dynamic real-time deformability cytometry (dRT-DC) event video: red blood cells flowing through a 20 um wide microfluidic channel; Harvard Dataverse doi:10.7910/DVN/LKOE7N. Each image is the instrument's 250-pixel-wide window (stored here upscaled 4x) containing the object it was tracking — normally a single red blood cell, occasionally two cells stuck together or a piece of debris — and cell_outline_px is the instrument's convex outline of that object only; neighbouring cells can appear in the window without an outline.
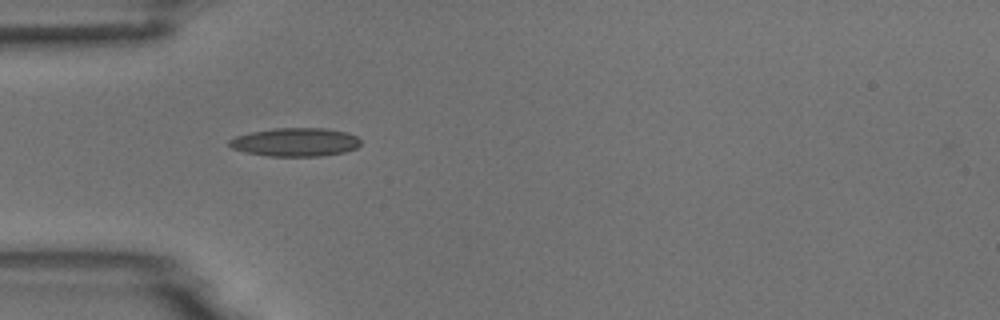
{"species": "common noctule bat (a hibernating species)", "species_latin": "Nyctalus noctula", "temperature_condition": "room temperature", "stored_images_in_passage": 39, "camera_frame_rate_fps": 3000, "um_per_image_px": 0.085, "animal": {"sex": "male", "body_mass_g": 18.8}, "frame": {"image": 1, "passage_image": 2, "time_ms": 0.333, "image_size_px": [1000, 320], "cell_outline_px": [[360, 144], [356, 148], [344, 152], [320, 156], [268, 156], [248, 152], [232, 148], [228, 144], [228, 140], [236, 136], [252, 132], [272, 128], [328, 128], [344, 132], [356, 136], [360, 140]], "centroid_in_image_um": [25.1, 12.07], "position_along_channel_um": 59.9, "area_um2": 21.68}}
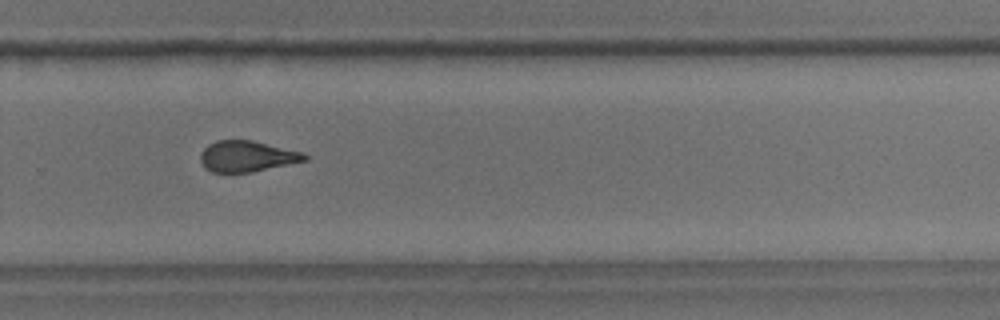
{"frame": {"image": 2, "passage_image": 22, "time_ms": 7.0, "image_size_px": [1000, 320], "cell_outline_px": [[308, 160], [252, 172], [212, 172], [204, 168], [200, 160], [200, 152], [208, 144], [216, 140], [252, 140], [304, 152], [308, 156]], "centroid_in_image_um": [20.99, 13.28], "position_along_channel_um": 308.8, "area_um2": 18.96}}
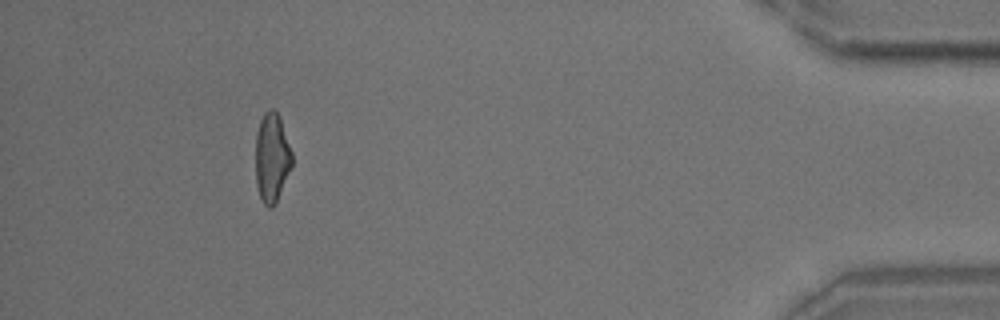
{"frame": {"image": 3, "passage_image": 35, "time_ms": 11.333, "image_size_px": [1000, 320], "cell_outline_px": [[292, 168], [276, 204], [272, 208], [268, 208], [260, 200], [256, 184], [256, 132], [260, 120], [264, 112], [268, 108], [272, 108], [276, 112], [280, 120], [292, 152]], "centroid_in_image_um": [23.1, 13.46], "position_along_channel_um": 412.1, "area_um2": 19.19}, "authors_computed_cell_mechanics": {"area_um2": 19.7098, "velocity_mm_per_s": 3.7649, "shape_relaxation_time_tau1_ms": 8.5406, "shape_relaxation_time_tau2_ms": 2.192, "deformation_change_tau1": 0.212, "deformation_change_tau2": 0.1132}}